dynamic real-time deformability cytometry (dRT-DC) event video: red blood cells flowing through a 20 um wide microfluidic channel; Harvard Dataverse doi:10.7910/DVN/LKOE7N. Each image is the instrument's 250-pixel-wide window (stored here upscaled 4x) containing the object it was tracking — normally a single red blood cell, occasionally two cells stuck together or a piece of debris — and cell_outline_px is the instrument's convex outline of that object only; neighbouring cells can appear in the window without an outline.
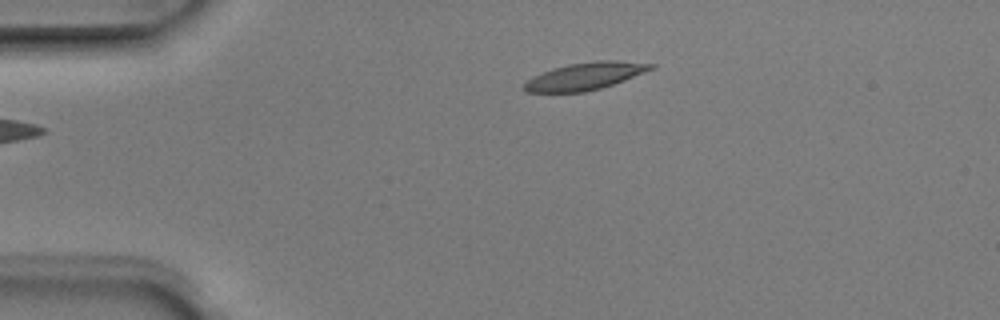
{"species": "Egyptian fruit bat (a non-hibernating species)", "species_latin": "Rousettus aegyptiacus", "temperature_condition": "room temperature", "stored_images_in_passage": 6, "camera_frame_rate_fps": 3000, "um_per_image_px": 0.085, "animal": {"sex": "male"}, "frame": {"image": 1, "passage_image": 6, "time_ms": 1.667, "image_size_px": [1000, 320], "cell_outline_px": [[656, 68], [624, 80], [600, 88], [584, 92], [524, 92], [524, 84], [532, 76], [568, 64], [596, 60], [616, 60], [656, 64]], "centroid_in_image_um": [49.77, 6.46], "position_along_channel_um": 35.2, "area_um2": 20.0}}